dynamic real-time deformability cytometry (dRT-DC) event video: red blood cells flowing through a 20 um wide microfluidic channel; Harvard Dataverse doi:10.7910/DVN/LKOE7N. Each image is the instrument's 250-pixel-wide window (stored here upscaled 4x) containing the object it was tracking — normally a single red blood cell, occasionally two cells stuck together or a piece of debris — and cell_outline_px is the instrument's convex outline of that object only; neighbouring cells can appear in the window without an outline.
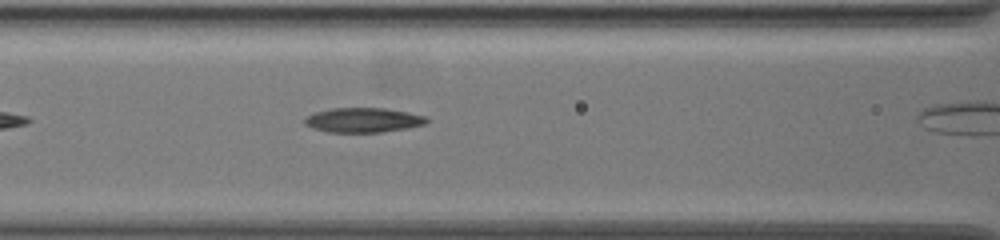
{"species": "common noctule bat (a hibernating species)", "species_latin": "Nyctalus noctula", "temperature_condition": "warm", "stored_images_in_passage": 29, "camera_frame_rate_fps": 3000, "um_per_image_px": 0.085, "animal": {"sex": "female", "body_mass_g": 19.5, "forearm_length_mm": 54.1}, "frame": {"image": 1, "passage_image": 6, "time_ms": 1.667, "image_size_px": [1000, 240], "cell_outline_px": [[428, 120], [424, 124], [408, 128], [380, 132], [328, 132], [312, 128], [304, 120], [308, 116], [316, 112], [332, 108], [384, 108], [408, 112], [428, 116]], "centroid_in_image_um": [30.92, 10.2], "position_along_channel_um": 135.7, "area_um2": 17.34}}
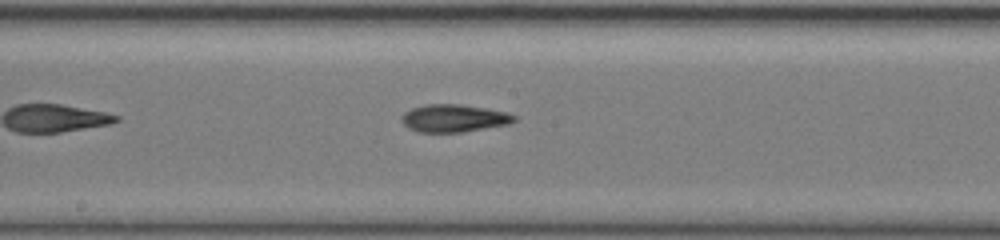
{"frame": {"image": 2, "passage_image": 12, "time_ms": 3.667, "image_size_px": [1000, 240], "cell_outline_px": [[516, 120], [508, 124], [460, 132], [416, 132], [408, 128], [404, 124], [404, 112], [412, 108], [424, 104], [460, 104], [484, 108], [504, 112], [516, 116]], "centroid_in_image_um": [38.56, 10.05], "position_along_channel_um": 209.6, "area_um2": 17.8}}
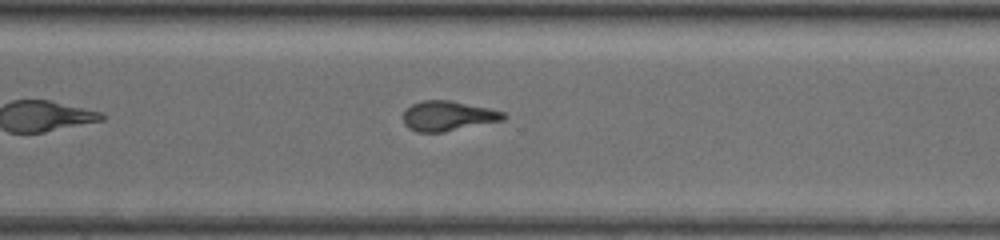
{"frame": {"image": 3, "passage_image": 22, "time_ms": 7.0, "image_size_px": [1000, 240], "cell_outline_px": [[508, 116], [504, 120], [444, 132], [416, 132], [408, 128], [404, 124], [404, 112], [412, 104], [420, 100], [448, 100], [488, 108], [504, 112]], "centroid_in_image_um": [38.08, 9.86], "position_along_channel_um": 332.5, "area_um2": 17.46}}